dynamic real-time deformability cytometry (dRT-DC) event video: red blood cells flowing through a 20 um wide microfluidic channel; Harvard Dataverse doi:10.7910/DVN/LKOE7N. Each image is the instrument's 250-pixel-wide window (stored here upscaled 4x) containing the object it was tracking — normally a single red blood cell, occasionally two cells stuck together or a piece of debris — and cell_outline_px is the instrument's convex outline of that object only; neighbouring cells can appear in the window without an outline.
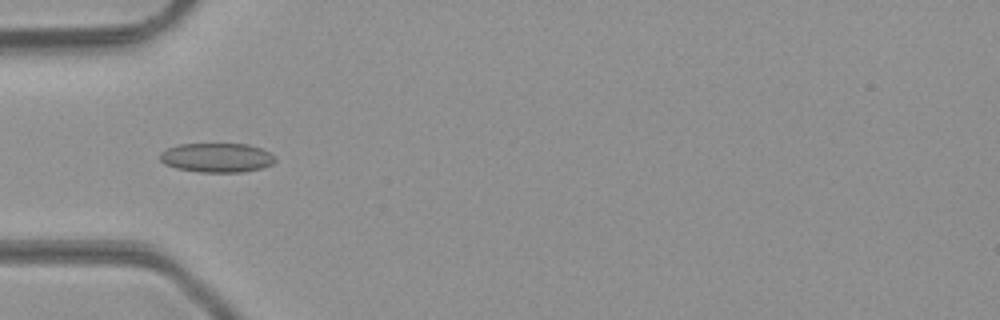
{"species": "common noctule bat (a hibernating species)", "species_latin": "Nyctalus noctula", "temperature_condition": "room temperature", "stored_images_in_passage": 37, "camera_frame_rate_fps": 3000, "um_per_image_px": 0.085, "animal": {"sex": "male", "body_mass_g": 23.1, "forearm_length_mm": 52.7}, "frame": {"image": 1, "passage_image": 11, "time_ms": 3.333, "image_size_px": [1000, 320], "cell_outline_px": [[276, 160], [272, 164], [260, 168], [240, 172], [200, 172], [176, 168], [164, 164], [160, 160], [160, 152], [168, 148], [180, 144], [248, 144], [260, 148], [268, 152]], "centroid_in_image_um": [18.39, 13.4], "position_along_channel_um": 66.6, "area_um2": 19.48}}
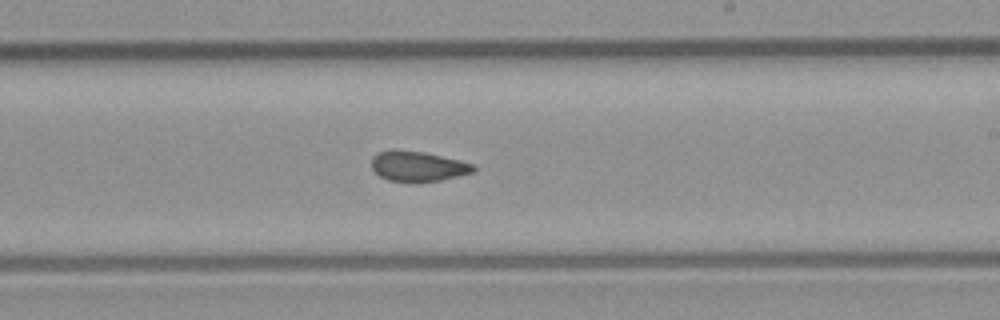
{"frame": {"image": 2, "passage_image": 24, "time_ms": 7.667, "image_size_px": [1000, 320], "cell_outline_px": [[476, 172], [440, 180], [416, 184], [412, 184], [388, 180], [380, 176], [372, 168], [372, 156], [380, 152], [392, 148], [396, 148], [424, 152], [460, 160], [476, 164]], "centroid_in_image_um": [35.54, 14.14], "position_along_channel_um": 253.5, "area_um2": 18.61}}
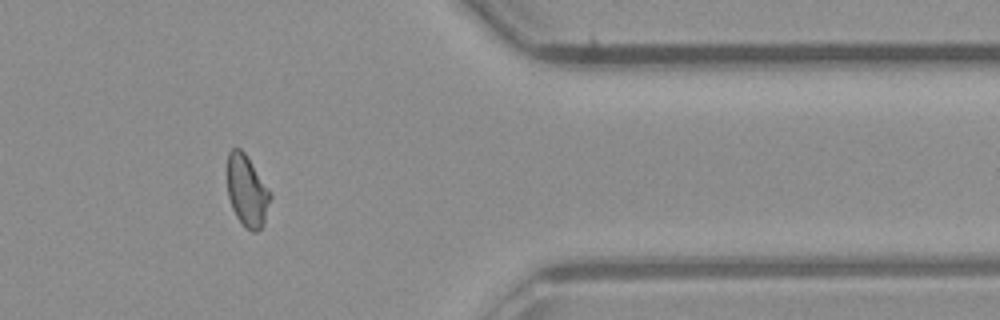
{"frame": {"image": 3, "passage_image": 35, "time_ms": 11.333, "image_size_px": [1000, 320], "cell_outline_px": [[272, 196], [264, 224], [256, 232], [252, 232], [244, 228], [236, 216], [232, 208], [228, 196], [228, 152], [232, 148], [240, 148], [244, 152], [272, 192]], "centroid_in_image_um": [21.02, 16.26], "position_along_channel_um": 390.4, "area_um2": 18.09}, "authors_computed_cell_mechanics": {"area_um2": 18.6694, "velocity_mm_per_s": 4.3012, "shape_relaxation_time_tau1_ms": null, "shape_relaxation_time_tau2_ms": 2.1099, "deformation_change_tau1": null, "deformation_change_tau2": 0.0717}}